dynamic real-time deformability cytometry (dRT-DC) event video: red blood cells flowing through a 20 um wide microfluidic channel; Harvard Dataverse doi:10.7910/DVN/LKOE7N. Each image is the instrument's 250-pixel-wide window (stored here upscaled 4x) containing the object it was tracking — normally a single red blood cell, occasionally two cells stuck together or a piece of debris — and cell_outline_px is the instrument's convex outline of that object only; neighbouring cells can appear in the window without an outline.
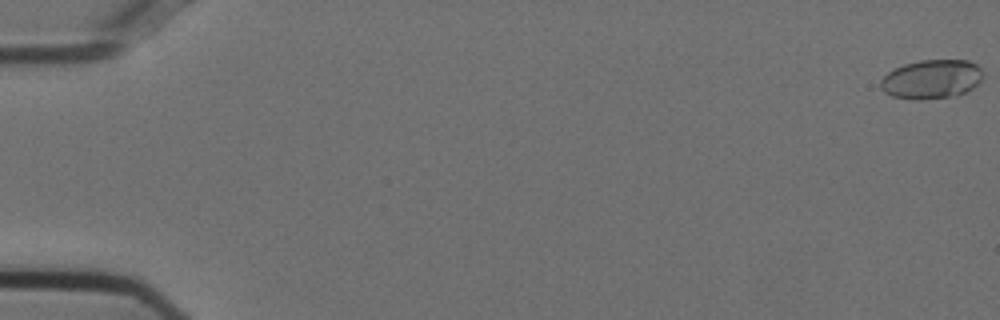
{"species": "Egyptian fruit bat (a non-hibernating species)", "species_latin": "Rousettus aegyptiacus", "temperature_condition": "cold", "stored_images_in_passage": 56, "camera_frame_rate_fps": 3000, "um_per_image_px": 0.085, "animal": {"sex": "female"}, "frame": {"image": 1, "passage_image": 1, "time_ms": 0.0, "image_size_px": [1000, 320], "cell_outline_px": [[984, 76], [972, 88], [956, 96], [920, 100], [916, 100], [892, 96], [884, 92], [880, 88], [880, 80], [888, 72], [904, 64], [920, 60], [968, 60], [976, 64], [980, 68]], "centroid_in_image_um": [79.17, 6.73], "position_along_channel_um": 5.8, "area_um2": 23.35}}
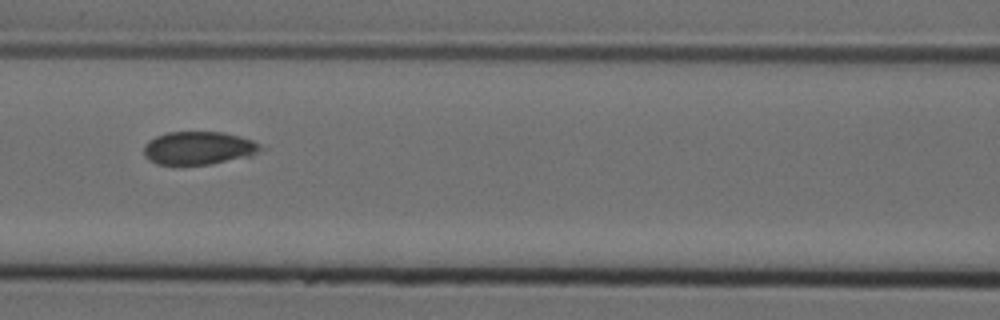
{"frame": {"image": 2, "passage_image": 26, "time_ms": 8.333, "image_size_px": [1000, 320], "cell_outline_px": [[264, 148], [252, 156], [212, 164], [180, 168], [156, 164], [148, 160], [144, 156], [144, 144], [148, 140], [156, 136], [168, 132], [224, 132], [240, 136], [252, 140]], "centroid_in_image_um": [16.83, 12.63], "position_along_channel_um": 149.8, "area_um2": 23.47}}
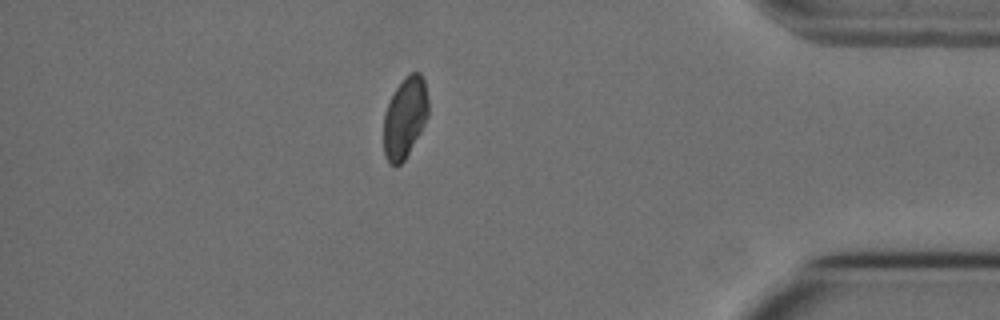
{"frame": {"image": 3, "passage_image": 49, "time_ms": 16.0, "image_size_px": [1000, 320], "cell_outline_px": [[428, 116], [420, 132], [404, 160], [396, 168], [384, 156], [384, 112], [396, 88], [404, 76], [408, 72], [420, 72], [424, 80], [428, 100]], "centroid_in_image_um": [34.42, 9.97], "position_along_channel_um": 400.8, "area_um2": 20.98}, "authors_computed_cell_mechanics": {"area_um2": 22.9177, "velocity_mm_per_s": 3.7224, "shape_relaxation_time_tau1_ms": 6.5068, "shape_relaxation_time_tau2_ms": null, "deformation_change_tau1": 0.1227, "deformation_change_tau2": null}}